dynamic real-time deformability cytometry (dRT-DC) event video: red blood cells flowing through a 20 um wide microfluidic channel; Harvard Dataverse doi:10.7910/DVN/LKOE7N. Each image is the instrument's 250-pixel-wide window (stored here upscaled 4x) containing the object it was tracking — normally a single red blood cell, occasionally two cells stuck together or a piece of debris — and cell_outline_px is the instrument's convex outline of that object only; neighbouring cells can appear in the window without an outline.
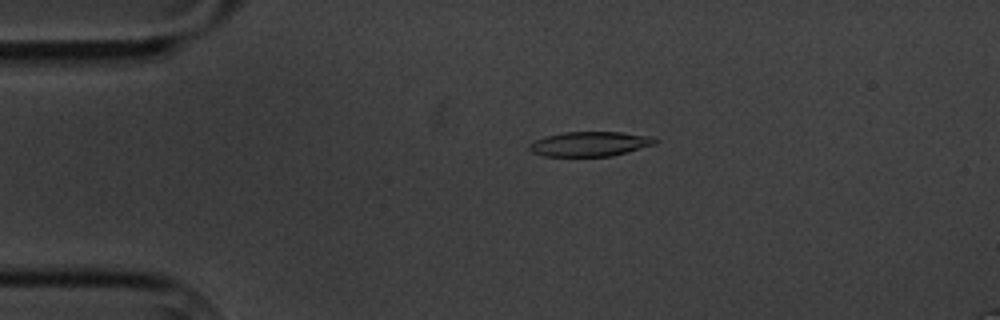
{"species": "common noctule bat (a hibernating species)", "species_latin": "Nyctalus noctula", "temperature_condition": "cold", "stored_images_in_passage": 9, "camera_frame_rate_fps": 3000, "um_per_image_px": 0.085, "animal": {"sex": "male", "body_mass_g": 20.1, "forearm_length_mm": 53.5}, "frame": {"image": 1, "passage_image": 4, "time_ms": 3.333, "image_size_px": [1000, 320], "cell_outline_px": [[656, 144], [612, 156], [544, 156], [532, 152], [528, 148], [528, 144], [544, 136], [564, 132], [620, 132], [656, 136]], "centroid_in_image_um": [50.15, 12.23], "position_along_channel_um": 34.8, "area_um2": 18.21}}
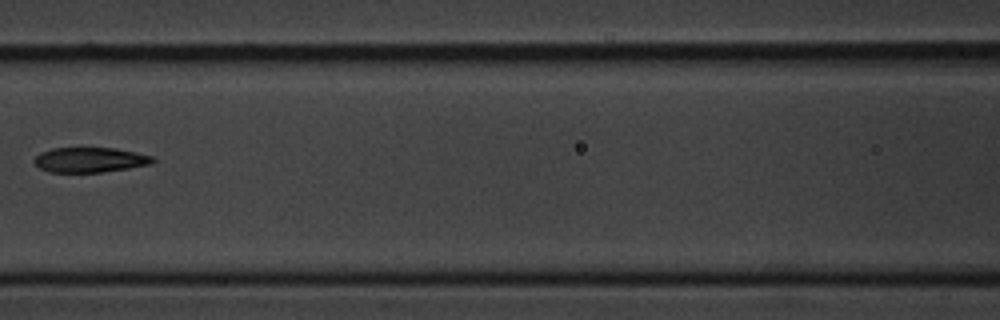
{"frame": {"image": 2, "passage_image": 8, "time_ms": 8.0, "image_size_px": [1000, 320], "cell_outline_px": [[156, 160], [152, 164], [128, 168], [100, 172], [48, 172], [40, 168], [32, 160], [40, 152], [52, 148], [116, 148], [136, 152], [152, 156]], "centroid_in_image_um": [7.64, 13.58], "position_along_channel_um": 159.0, "area_um2": 17.28}}
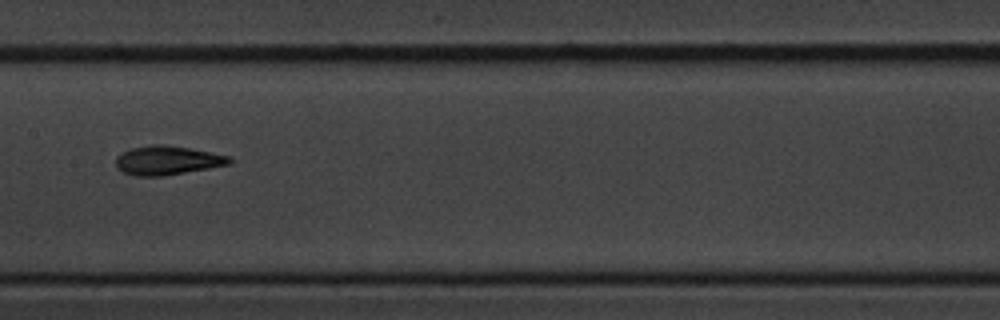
{"frame": {"image": 3, "passage_image": 9, "time_ms": 9.0, "image_size_px": [1000, 320], "cell_outline_px": [[232, 160], [228, 164], [208, 168], [160, 176], [136, 176], [124, 172], [116, 168], [116, 156], [132, 148], [152, 144], [164, 144], [192, 148], [228, 156]], "centroid_in_image_um": [14.18, 13.62], "position_along_channel_um": 193.2, "area_um2": 18.96}}